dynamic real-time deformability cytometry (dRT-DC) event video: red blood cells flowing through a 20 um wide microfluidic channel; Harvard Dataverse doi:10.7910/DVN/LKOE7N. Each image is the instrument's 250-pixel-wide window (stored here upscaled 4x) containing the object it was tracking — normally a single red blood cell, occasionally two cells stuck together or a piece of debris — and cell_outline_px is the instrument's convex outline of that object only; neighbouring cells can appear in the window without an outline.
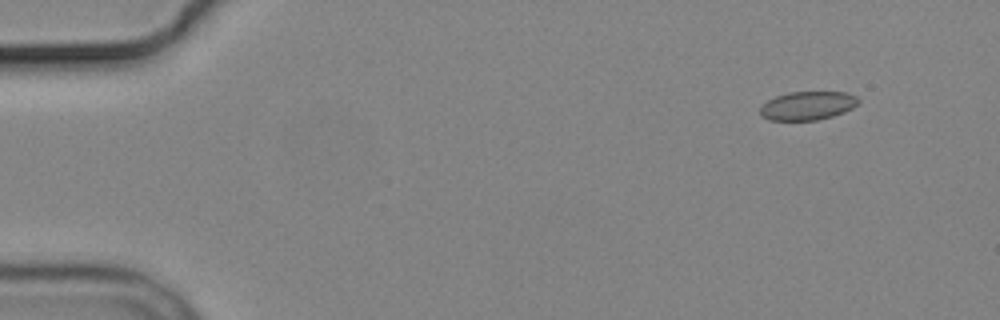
{"species": "common noctule bat (a hibernating species)", "species_latin": "Nyctalus noctula", "temperature_condition": "cold", "stored_images_in_passage": 6, "camera_frame_rate_fps": 3000, "um_per_image_px": 0.085, "animal": {"sex": "male", "body_mass_g": 19.2, "forearm_length_mm": 51.8}, "frame": {"image": 1, "passage_image": 1, "time_ms": 0.0, "image_size_px": [1000, 320], "cell_outline_px": [[860, 100], [852, 108], [844, 112], [832, 116], [816, 120], [768, 120], [760, 116], [760, 108], [768, 100], [776, 96], [788, 92], [848, 92], [856, 96]], "centroid_in_image_um": [68.64, 8.98], "position_along_channel_um": 16.4, "area_um2": 16.36}}
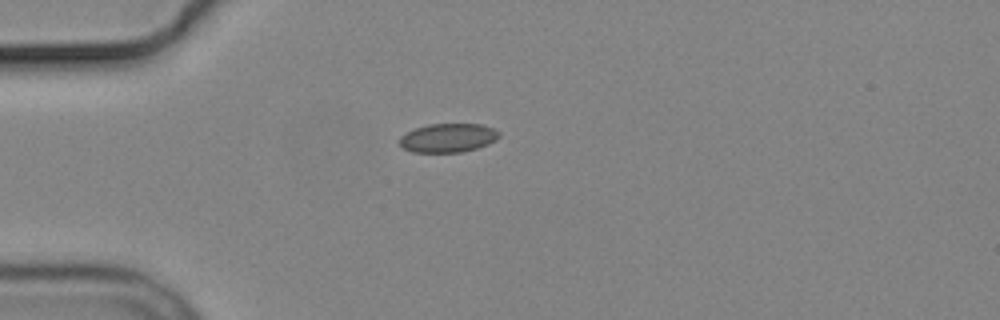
{"frame": {"image": 2, "passage_image": 3, "time_ms": 3.333, "image_size_px": [1000, 320], "cell_outline_px": [[500, 136], [496, 140], [488, 144], [476, 148], [460, 152], [412, 152], [404, 148], [400, 144], [400, 136], [416, 128], [428, 124], [480, 124], [492, 128], [500, 132]], "centroid_in_image_um": [38.1, 11.72], "position_along_channel_um": 46.9, "area_um2": 16.59}}
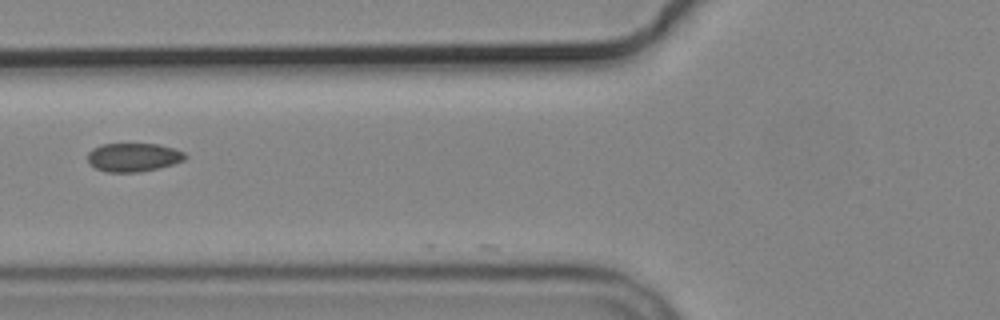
{"frame": {"image": 3, "passage_image": 5, "time_ms": 5.667, "image_size_px": [1000, 320], "cell_outline_px": [[188, 156], [184, 160], [172, 164], [140, 172], [108, 172], [96, 168], [88, 164], [88, 152], [92, 148], [100, 144], [160, 144], [184, 152]], "centroid_in_image_um": [11.31, 13.36], "position_along_channel_um": 114.5, "area_um2": 16.24}}